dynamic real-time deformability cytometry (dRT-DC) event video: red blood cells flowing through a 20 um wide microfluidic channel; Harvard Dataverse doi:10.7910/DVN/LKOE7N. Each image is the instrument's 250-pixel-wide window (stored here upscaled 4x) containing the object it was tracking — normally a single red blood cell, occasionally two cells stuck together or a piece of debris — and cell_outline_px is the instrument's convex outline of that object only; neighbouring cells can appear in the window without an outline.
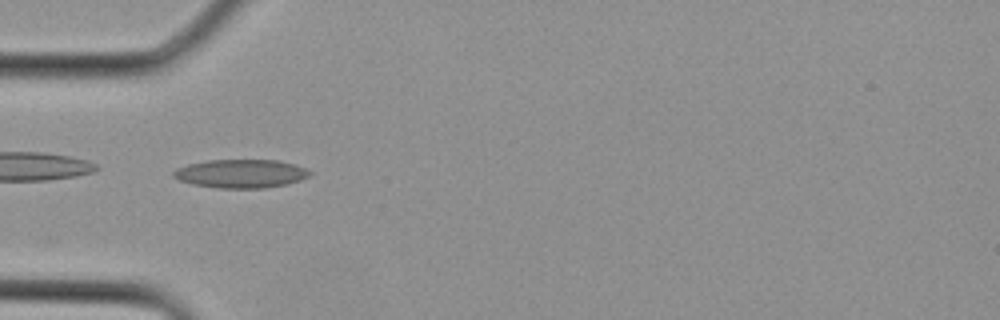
{"species": "Egyptian fruit bat (a non-hibernating species)", "species_latin": "Rousettus aegyptiacus", "temperature_condition": "cold", "stored_images_in_passage": 2, "camera_frame_rate_fps": 3000, "um_per_image_px": 0.085, "animal": {"sex": "female"}, "frame": {"image": 1, "passage_image": 2, "time_ms": 0.333, "image_size_px": [1000, 320], "cell_outline_px": [[312, 172], [308, 176], [300, 180], [288, 184], [264, 188], [220, 188], [192, 184], [180, 180], [172, 176], [172, 172], [176, 168], [188, 164], [208, 160], [276, 160], [296, 164]], "centroid_in_image_um": [20.47, 14.75], "position_along_channel_um": 64.5, "area_um2": 22.66}}